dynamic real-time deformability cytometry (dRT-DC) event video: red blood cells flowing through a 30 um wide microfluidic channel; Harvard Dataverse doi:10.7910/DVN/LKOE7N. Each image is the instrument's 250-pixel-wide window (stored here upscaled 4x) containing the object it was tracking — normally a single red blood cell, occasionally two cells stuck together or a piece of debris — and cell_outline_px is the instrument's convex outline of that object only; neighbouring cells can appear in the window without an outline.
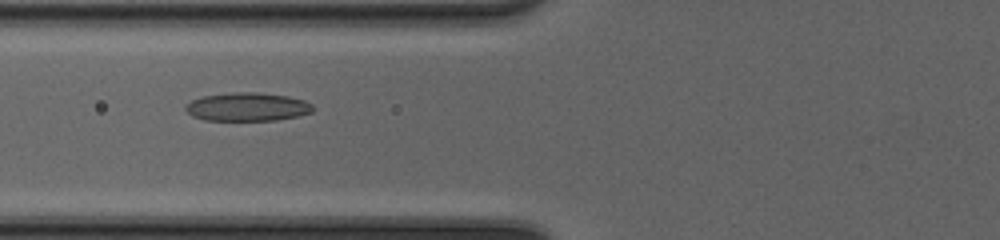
{"species": "common noctule bat (a hibernating species)", "species_latin": "Nyctalus noctula", "temperature_condition": "cold", "stored_images_in_passage": 45, "camera_frame_rate_fps": 3000, "um_per_image_px": 0.085, "animal": {"sex": "female", "body_mass_g": 20.0, "forearm_length_mm": 54.0}, "frame": {"image": 1, "passage_image": 16, "time_ms": 5.0, "image_size_px": [1000, 240], "cell_outline_px": [[312, 112], [300, 116], [276, 120], [204, 120], [192, 116], [184, 108], [184, 104], [192, 100], [204, 96], [232, 92], [256, 92], [288, 96], [304, 100], [312, 104]], "centroid_in_image_um": [21.02, 9.08], "position_along_channel_um": 104.8, "area_um2": 21.15}}
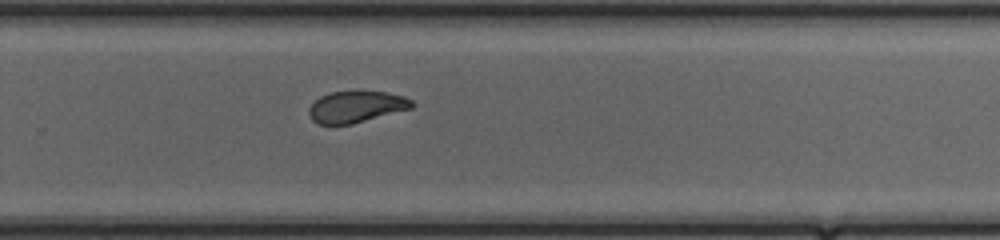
{"frame": {"image": 2, "passage_image": 30, "time_ms": 9.667, "image_size_px": [1000, 240], "cell_outline_px": [[416, 104], [412, 108], [352, 124], [316, 124], [312, 120], [308, 112], [308, 108], [320, 96], [332, 92], [388, 92], [404, 96], [412, 100]], "centroid_in_image_um": [30.29, 9.08], "position_along_channel_um": 299.5, "area_um2": 18.79}}
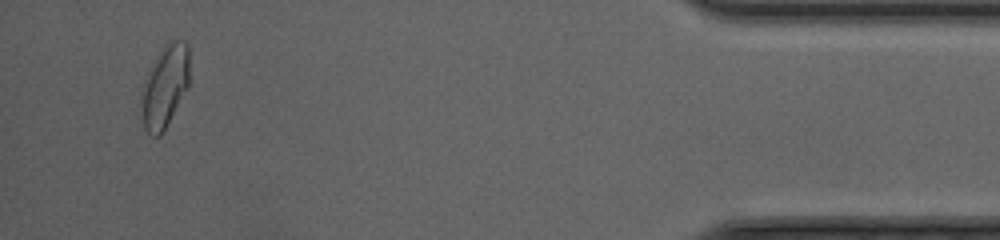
{"frame": {"image": 3, "passage_image": 43, "time_ms": 14.0, "image_size_px": [1000, 240], "cell_outline_px": [[188, 88], [160, 136], [152, 136], [144, 128], [140, 100], [144, 80], [156, 56], [168, 40], [172, 36], [184, 40], [188, 44]], "centroid_in_image_um": [14.01, 7.28], "position_along_channel_um": 421.2, "area_um2": 23.18}, "authors_computed_cell_mechanics": {"area_um2": 20.519, "velocity_mm_per_s": 4.1701, "shape_relaxation_time_tau1_ms": 5.09, "shape_relaxation_time_tau2_ms": 1.9756, "deformation_change_tau1": 0.1459, "deformation_change_tau2": 0.0774}}